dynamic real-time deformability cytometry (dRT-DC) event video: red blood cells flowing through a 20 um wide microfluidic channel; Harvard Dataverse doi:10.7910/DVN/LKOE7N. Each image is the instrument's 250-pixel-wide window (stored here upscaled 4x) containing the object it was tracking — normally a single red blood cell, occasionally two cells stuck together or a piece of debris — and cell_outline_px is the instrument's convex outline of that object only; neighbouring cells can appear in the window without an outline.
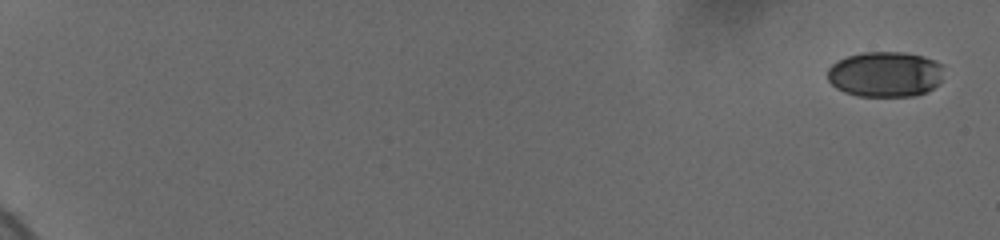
{"species": "human", "species_latin": "Homo sapiens", "temperature_condition": "cold", "stored_images_in_passage": 45, "camera_frame_rate_fps": 3000, "um_per_image_px": 0.085, "donor": {"sex": "female"}, "frame": {"image": 1, "passage_image": 1, "time_ms": 0.0, "image_size_px": [1000, 240], "cell_outline_px": [[940, 84], [928, 92], [916, 96], [856, 96], [844, 92], [836, 88], [828, 80], [828, 68], [832, 64], [848, 56], [864, 52], [900, 52], [920, 56], [932, 60], [940, 64]], "centroid_in_image_um": [75.21, 6.33], "position_along_channel_um": 9.8, "area_um2": 30.58}}
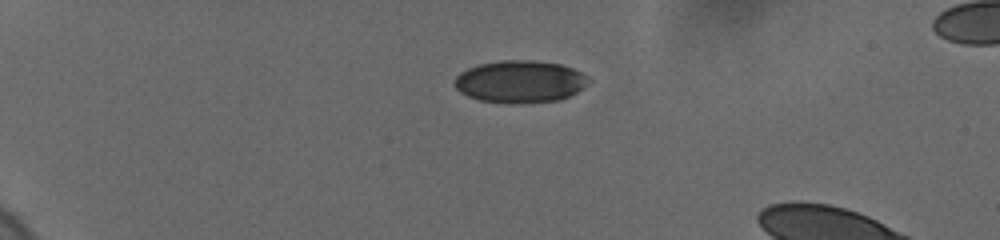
{"frame": {"image": 2, "passage_image": 32, "time_ms": 5.0, "image_size_px": [1000, 240], "cell_outline_px": [[592, 80], [588, 84], [576, 92], [560, 100], [528, 104], [508, 104], [480, 100], [468, 96], [460, 92], [452, 84], [456, 76], [460, 72], [468, 68], [480, 64], [504, 60], [524, 60], [560, 64], [572, 68], [580, 72]], "centroid_in_image_um": [44.19, 6.96], "position_along_channel_um": 40.8, "area_um2": 33.23}}